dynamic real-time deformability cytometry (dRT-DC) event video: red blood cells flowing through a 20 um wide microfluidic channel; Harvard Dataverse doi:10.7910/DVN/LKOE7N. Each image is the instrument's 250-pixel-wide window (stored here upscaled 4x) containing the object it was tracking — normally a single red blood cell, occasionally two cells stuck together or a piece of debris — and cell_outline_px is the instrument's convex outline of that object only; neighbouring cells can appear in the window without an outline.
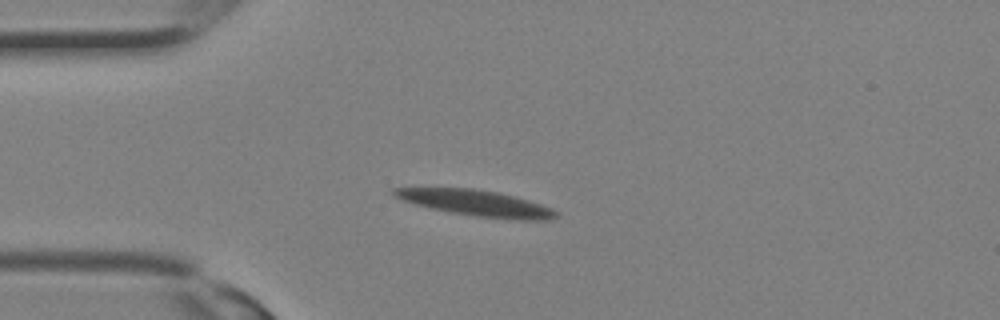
{"species": "Egyptian fruit bat (a non-hibernating species)", "species_latin": "Rousettus aegyptiacus", "temperature_condition": "room temperature", "stored_images_in_passage": 4, "camera_frame_rate_fps": 3000, "um_per_image_px": 0.085, "animal": {"sex": "female"}, "frame": {"image": 1, "passage_image": 1, "time_ms": 0.0, "image_size_px": [1000, 320], "cell_outline_px": [[560, 212], [556, 216], [548, 220], [520, 220], [476, 216], [452, 212], [432, 208], [416, 204], [392, 196], [388, 192], [392, 188], [472, 188], [500, 192], [516, 196], [552, 208]], "centroid_in_image_um": [40.49, 17.25], "position_along_channel_um": 44.5, "area_um2": 24.45}}
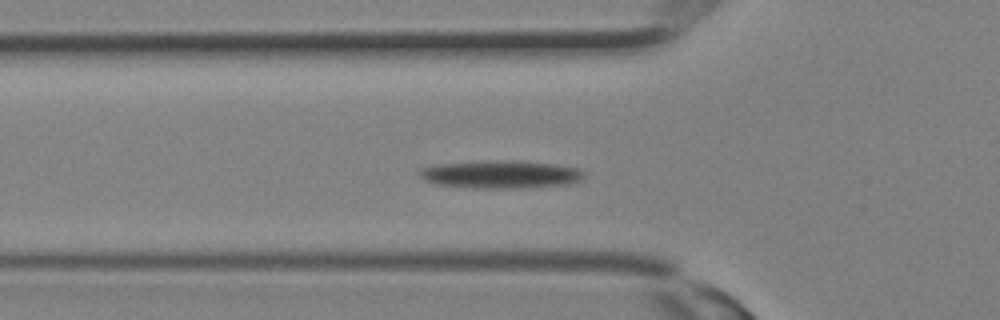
{"frame": {"image": 2, "passage_image": 4, "time_ms": 1.0, "image_size_px": [1000, 320], "cell_outline_px": [[588, 172], [584, 180], [576, 184], [524, 188], [472, 188], [436, 184], [424, 180], [416, 172], [420, 168], [436, 164], [484, 160], [520, 160], [556, 164], [580, 168]], "centroid_in_image_um": [42.66, 14.82], "position_along_channel_um": 83.1, "area_um2": 27.8}}